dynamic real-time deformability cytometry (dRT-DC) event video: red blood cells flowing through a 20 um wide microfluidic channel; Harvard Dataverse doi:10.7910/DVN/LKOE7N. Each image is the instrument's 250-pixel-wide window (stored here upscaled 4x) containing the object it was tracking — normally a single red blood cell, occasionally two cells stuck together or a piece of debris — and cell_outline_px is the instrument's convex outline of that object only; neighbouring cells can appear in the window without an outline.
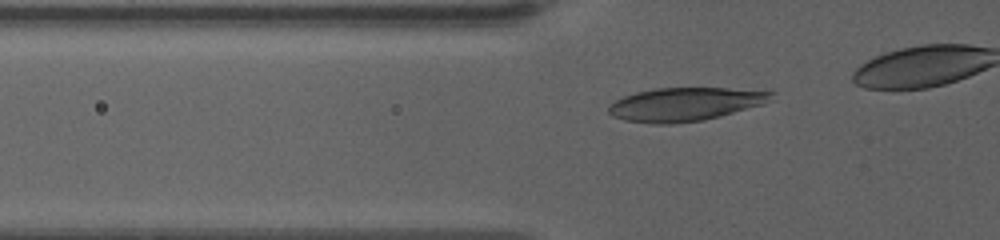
{"species": "human", "species_latin": "Homo sapiens", "temperature_condition": "warm", "stored_images_in_passage": 37, "camera_frame_rate_fps": 3000, "um_per_image_px": 0.085, "donor": {"sex": "female"}, "frame": {"image": 1, "passage_image": 8, "time_ms": 2.333, "image_size_px": [1000, 240], "cell_outline_px": [[776, 92], [764, 104], [720, 116], [704, 120], [672, 124], [652, 124], [624, 120], [612, 116], [608, 112], [608, 104], [624, 96], [636, 92], [656, 88], [728, 88]], "centroid_in_image_um": [58.19, 8.87], "position_along_channel_um": 67.6, "area_um2": 31.73}}
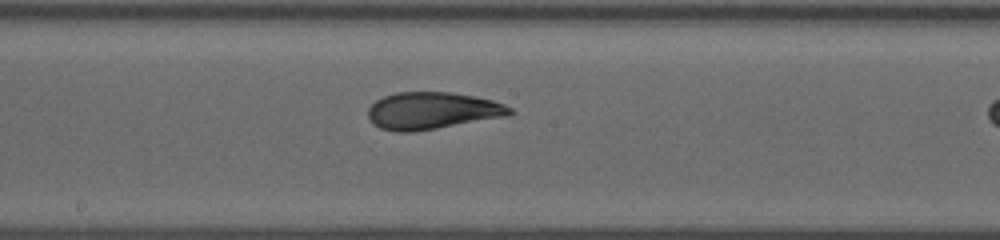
{"frame": {"image": 2, "passage_image": 21, "time_ms": 6.667, "image_size_px": [1000, 240], "cell_outline_px": [[516, 112], [508, 116], [436, 128], [408, 132], [396, 132], [380, 128], [372, 124], [368, 120], [368, 108], [376, 100], [384, 96], [396, 92], [452, 92], [492, 100], [504, 104], [512, 108]], "centroid_in_image_um": [36.72, 9.41], "position_along_channel_um": 211.5, "area_um2": 30.69}}
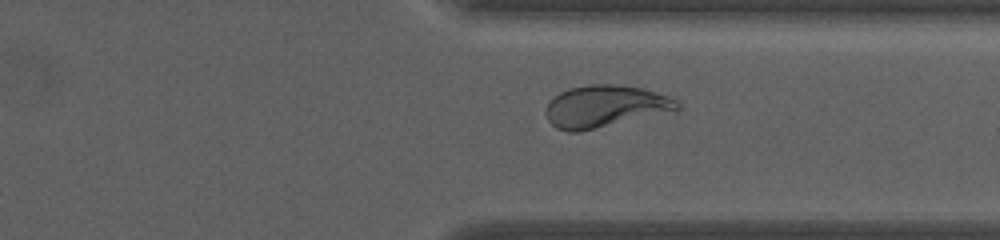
{"frame": {"image": 3, "passage_image": 34, "time_ms": 11.0, "image_size_px": [1000, 240], "cell_outline_px": [[684, 108], [676, 112], [580, 132], [568, 132], [556, 128], [548, 120], [544, 112], [548, 104], [560, 92], [572, 88], [588, 84], [616, 84], [644, 88], [668, 96], [676, 100]], "centroid_in_image_um": [51.52, 9.06], "position_along_channel_um": 359.9, "area_um2": 32.83}}